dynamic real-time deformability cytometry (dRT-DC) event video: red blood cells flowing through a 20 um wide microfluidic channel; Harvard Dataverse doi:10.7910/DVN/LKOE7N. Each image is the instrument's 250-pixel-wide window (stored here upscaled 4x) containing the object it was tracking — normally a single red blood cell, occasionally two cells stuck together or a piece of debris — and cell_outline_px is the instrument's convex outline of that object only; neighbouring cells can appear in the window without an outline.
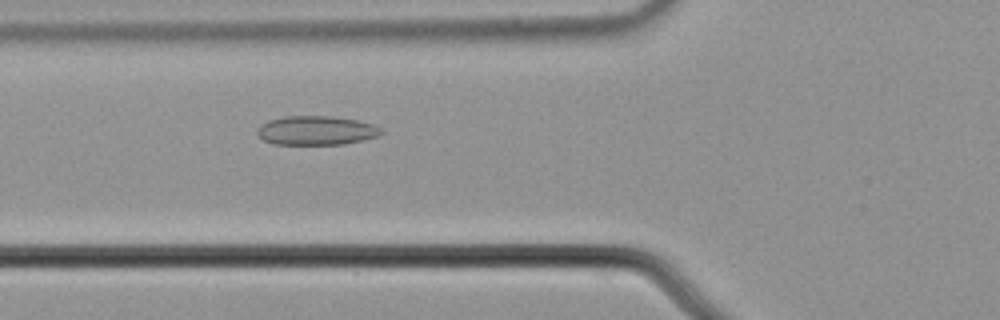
{"species": "common noctule bat (a hibernating species)", "species_latin": "Nyctalus noctula", "temperature_condition": "cold", "stored_images_in_passage": 44, "camera_frame_rate_fps": 3000, "um_per_image_px": 0.085, "animal": {"sex": "male", "body_mass_g": 21.5, "forearm_length_mm": 52.0}, "frame": {"image": 1, "passage_image": 8, "time_ms": 2.333, "image_size_px": [1000, 320], "cell_outline_px": [[384, 132], [380, 136], [344, 144], [272, 144], [264, 140], [256, 132], [260, 124], [268, 120], [284, 116], [332, 116], [360, 120], [372, 124], [380, 128]], "centroid_in_image_um": [26.89, 11.08], "position_along_channel_um": 98.9, "area_um2": 21.15}}
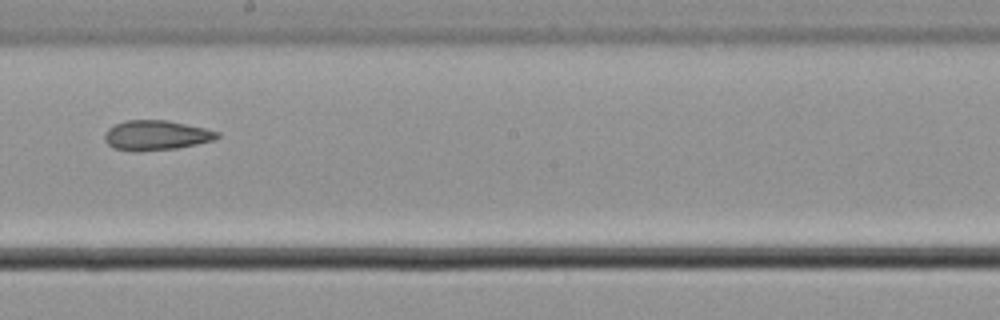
{"frame": {"image": 2, "passage_image": 19, "time_ms": 6.0, "image_size_px": [1000, 320], "cell_outline_px": [[220, 136], [212, 140], [196, 144], [176, 148], [112, 148], [104, 140], [104, 136], [108, 128], [124, 120], [168, 120], [204, 128], [220, 132]], "centroid_in_image_um": [13.3, 11.44], "position_along_channel_um": 234.9, "area_um2": 18.67}}
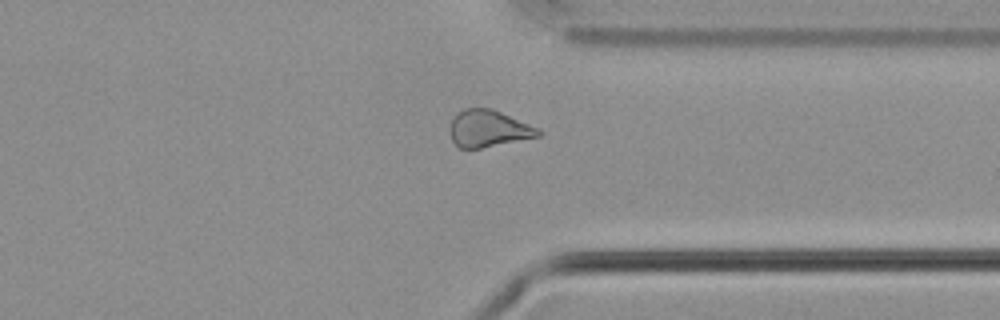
{"frame": {"image": 3, "passage_image": 30, "time_ms": 9.667, "image_size_px": [1000, 320], "cell_outline_px": [[544, 132], [540, 136], [480, 148], [460, 148], [452, 140], [452, 120], [456, 112], [464, 108], [492, 108], [528, 124]], "centroid_in_image_um": [41.52, 10.92], "position_along_channel_um": 369.9, "area_um2": 18.61}}